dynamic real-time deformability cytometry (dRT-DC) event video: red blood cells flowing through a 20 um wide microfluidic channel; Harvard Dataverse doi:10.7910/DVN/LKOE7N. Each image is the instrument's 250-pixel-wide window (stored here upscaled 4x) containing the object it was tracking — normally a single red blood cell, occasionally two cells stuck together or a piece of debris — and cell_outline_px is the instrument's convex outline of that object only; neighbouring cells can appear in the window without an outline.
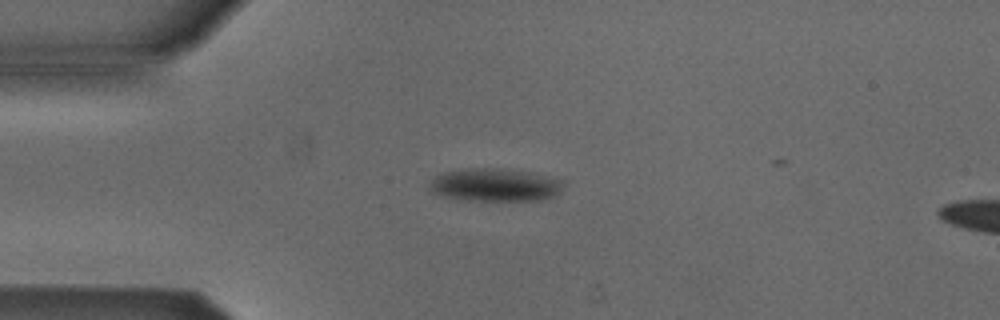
{"species": "Egyptian fruit bat (a non-hibernating species)", "species_latin": "Rousettus aegyptiacus", "temperature_condition": "cold", "stored_images_in_passage": 3, "camera_frame_rate_fps": 3000, "um_per_image_px": 0.085, "animal": {"sex": "male"}, "frame": {"image": 1, "passage_image": 2, "time_ms": 1.0, "image_size_px": [1000, 320], "cell_outline_px": [[564, 184], [552, 196], [540, 200], [460, 200], [440, 196], [432, 192], [428, 188], [428, 184], [436, 176], [444, 172], [468, 168], [500, 168], [528, 172], [564, 180]], "centroid_in_image_um": [42.0, 15.72], "position_along_channel_um": 43.0, "area_um2": 25.61}}